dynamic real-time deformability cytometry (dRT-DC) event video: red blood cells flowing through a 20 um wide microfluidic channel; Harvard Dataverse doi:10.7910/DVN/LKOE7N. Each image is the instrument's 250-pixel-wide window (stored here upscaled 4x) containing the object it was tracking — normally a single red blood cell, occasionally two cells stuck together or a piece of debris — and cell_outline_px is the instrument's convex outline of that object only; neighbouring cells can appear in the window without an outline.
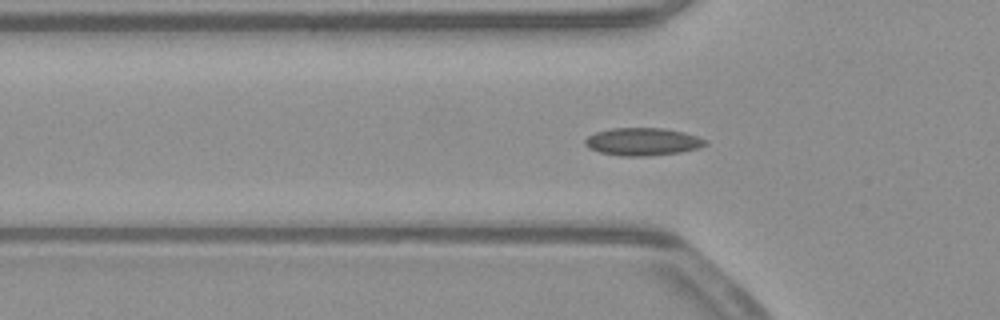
{"species": "common noctule bat (a hibernating species)", "species_latin": "Nyctalus noctula", "temperature_condition": "warm", "stored_images_in_passage": 54, "camera_frame_rate_fps": 3000, "um_per_image_px": 0.085, "animal": {"sex": "male", "body_mass_g": 23.1, "forearm_length_mm": 52.7}, "frame": {"image": 1, "passage_image": 17, "time_ms": 5.333, "image_size_px": [1000, 320], "cell_outline_px": [[708, 144], [700, 148], [680, 152], [648, 156], [620, 156], [600, 152], [588, 148], [584, 144], [584, 140], [588, 136], [596, 132], [612, 128], [664, 128], [684, 132], [708, 140]], "centroid_in_image_um": [54.64, 12.04], "position_along_channel_um": 71.2, "area_um2": 19.54}}
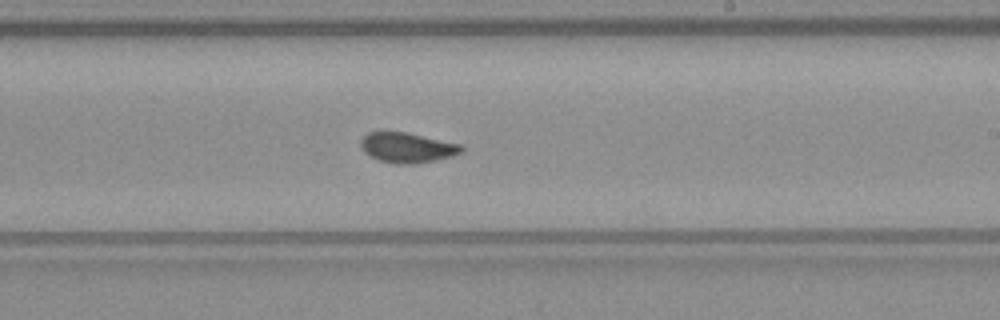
{"frame": {"image": 2, "passage_image": 31, "time_ms": 10.0, "image_size_px": [1000, 320], "cell_outline_px": [[464, 152], [452, 156], [436, 160], [412, 164], [396, 164], [376, 160], [364, 152], [360, 144], [360, 140], [368, 132], [408, 132], [460, 144], [464, 148]], "centroid_in_image_um": [34.61, 12.55], "position_along_channel_um": 254.4, "area_um2": 17.8}}
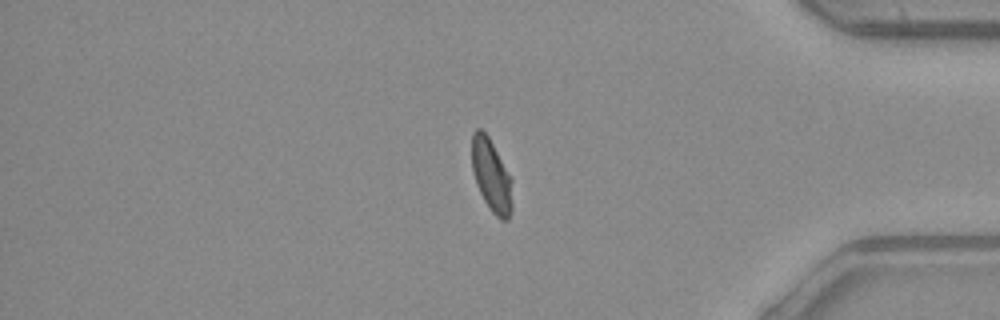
{"frame": {"image": 3, "passage_image": 44, "time_ms": 14.333, "image_size_px": [1000, 320], "cell_outline_px": [[512, 208], [508, 220], [500, 220], [492, 212], [484, 200], [476, 184], [472, 172], [472, 132], [476, 128], [480, 128], [488, 136], [512, 180]], "centroid_in_image_um": [41.76, 14.94], "position_along_channel_um": 393.4, "area_um2": 17.05}, "authors_computed_cell_mechanics": {"area_um2": 17.34, "velocity_mm_per_s": 3.9008, "shape_relaxation_time_tau1_ms": null, "shape_relaxation_time_tau2_ms": 0.7261, "deformation_change_tau1": null, "deformation_change_tau2": 0.0544}}